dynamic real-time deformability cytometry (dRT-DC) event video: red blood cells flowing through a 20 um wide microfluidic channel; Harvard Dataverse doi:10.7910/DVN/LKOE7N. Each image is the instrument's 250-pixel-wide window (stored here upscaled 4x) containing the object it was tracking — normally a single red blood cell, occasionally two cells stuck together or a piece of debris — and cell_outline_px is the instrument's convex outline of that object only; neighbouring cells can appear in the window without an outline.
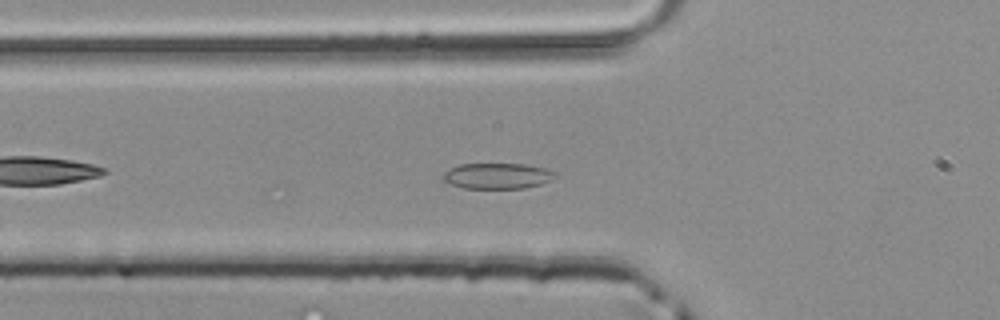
{"species": "common noctule bat (a hibernating species)", "species_latin": "Nyctalus noctula", "temperature_condition": "room temperature", "stored_images_in_passage": 21, "camera_frame_rate_fps": 3000, "um_per_image_px": 0.085, "animal": {"sex": "male", "body_mass_g": 20.4}, "frame": {"image": 1, "passage_image": 6, "time_ms": 1.667, "image_size_px": [1000, 320], "cell_outline_px": [[556, 176], [540, 184], [524, 188], [464, 188], [452, 184], [444, 180], [444, 172], [460, 164], [524, 164], [544, 168], [556, 172]], "centroid_in_image_um": [42.29, 14.95], "position_along_channel_um": 83.5, "area_um2": 16.47}}
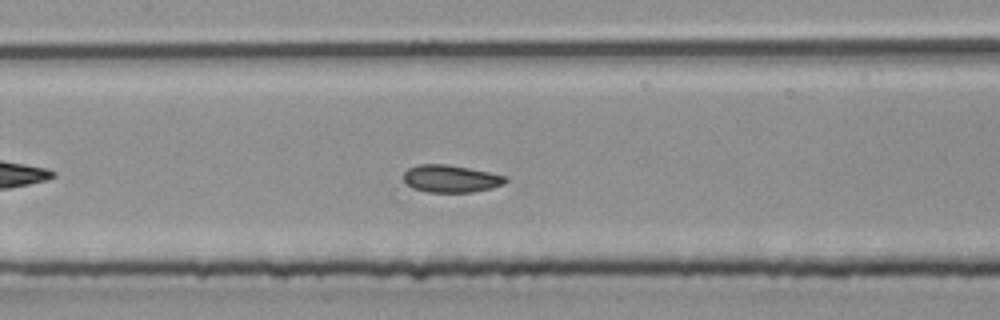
{"frame": {"image": 2, "passage_image": 12, "time_ms": 3.667, "image_size_px": [1000, 320], "cell_outline_px": [[508, 180], [504, 184], [492, 188], [472, 192], [396, 200], [392, 200], [388, 196], [404, 172], [408, 168], [420, 164], [444, 164], [468, 168], [508, 176]], "centroid_in_image_um": [37.66, 15.42], "position_along_channel_um": 169.7, "area_um2": 20.46}}
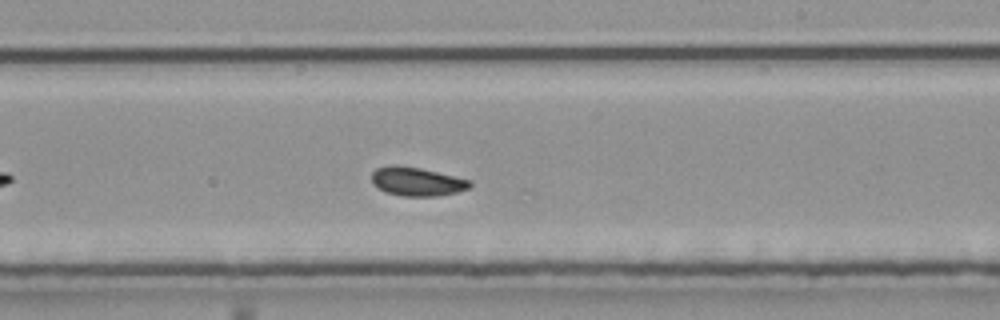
{"frame": {"image": 3, "passage_image": 18, "time_ms": 5.667, "image_size_px": [1000, 320], "cell_outline_px": [[472, 184], [468, 188], [456, 192], [436, 196], [400, 196], [384, 192], [372, 184], [372, 172], [376, 168], [388, 164], [396, 164], [420, 168], [472, 180]], "centroid_in_image_um": [35.39, 15.42], "position_along_channel_um": 253.6, "area_um2": 16.65}}